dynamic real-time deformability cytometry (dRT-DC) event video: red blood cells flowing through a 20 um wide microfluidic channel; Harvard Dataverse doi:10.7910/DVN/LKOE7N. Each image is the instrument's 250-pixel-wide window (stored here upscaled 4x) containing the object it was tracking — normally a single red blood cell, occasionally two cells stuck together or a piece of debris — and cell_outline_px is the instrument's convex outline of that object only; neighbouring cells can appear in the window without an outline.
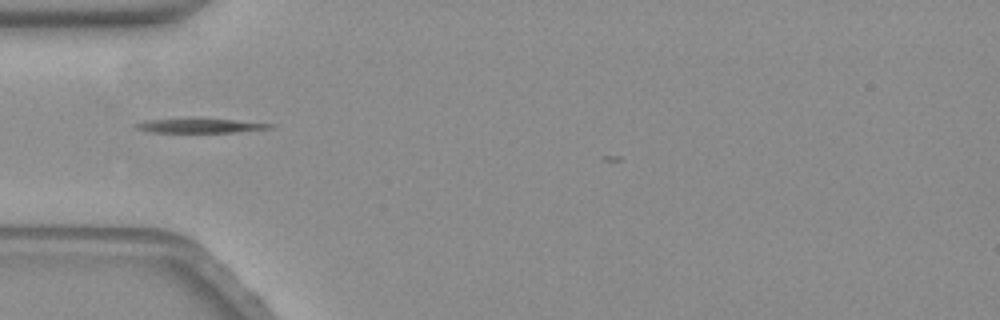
{"species": "common noctule bat (a hibernating species)", "species_latin": "Nyctalus noctula", "temperature_condition": "warm", "stored_images_in_passage": 35, "camera_frame_rate_fps": 3000, "um_per_image_px": 0.085, "animal": {"sex": "female", "body_mass_g": 19.3, "forearm_length_mm": 54.1}, "frame": {"image": 1, "passage_image": 2, "time_ms": 0.333, "image_size_px": [1000, 320], "cell_outline_px": [[272, 128], [236, 132], [148, 132], [136, 128], [136, 124], [152, 120], [232, 120], [272, 124]], "centroid_in_image_um": [17.05, 10.71], "position_along_channel_um": 68.0, "area_um2": 10.29}}
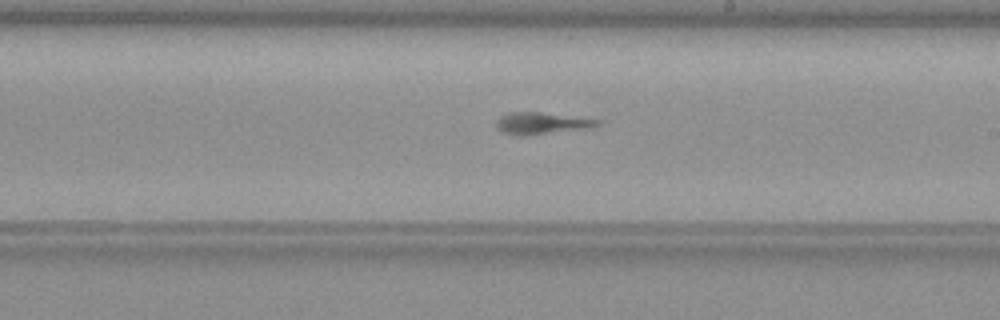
{"frame": {"image": 2, "passage_image": 17, "time_ms": 5.333, "image_size_px": [1000, 320], "cell_outline_px": [[604, 120], [600, 124], [592, 128], [524, 136], [500, 132], [496, 124], [496, 120], [500, 116], [508, 112], [540, 112]], "centroid_in_image_um": [46.07, 10.48], "position_along_channel_um": 242.9, "area_um2": 13.06}}
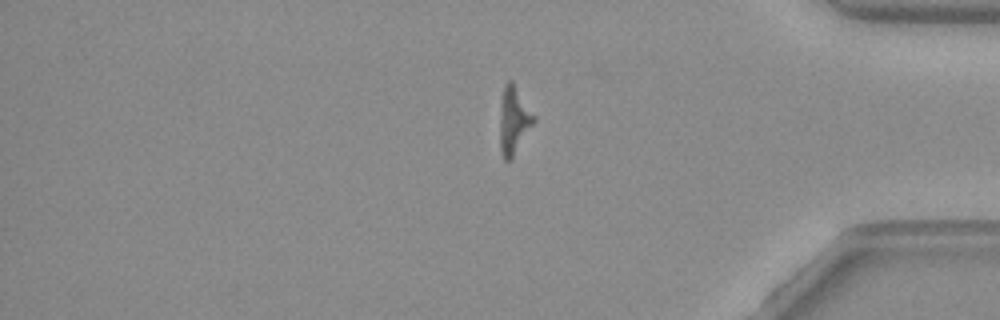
{"frame": {"image": 3, "passage_image": 32, "time_ms": 10.333, "image_size_px": [1000, 320], "cell_outline_px": [[536, 120], [512, 160], [504, 160], [500, 152], [500, 104], [504, 84], [508, 80], [512, 80], [536, 116]], "centroid_in_image_um": [43.68, 10.24], "position_along_channel_um": 391.5, "area_um2": 13.64}}